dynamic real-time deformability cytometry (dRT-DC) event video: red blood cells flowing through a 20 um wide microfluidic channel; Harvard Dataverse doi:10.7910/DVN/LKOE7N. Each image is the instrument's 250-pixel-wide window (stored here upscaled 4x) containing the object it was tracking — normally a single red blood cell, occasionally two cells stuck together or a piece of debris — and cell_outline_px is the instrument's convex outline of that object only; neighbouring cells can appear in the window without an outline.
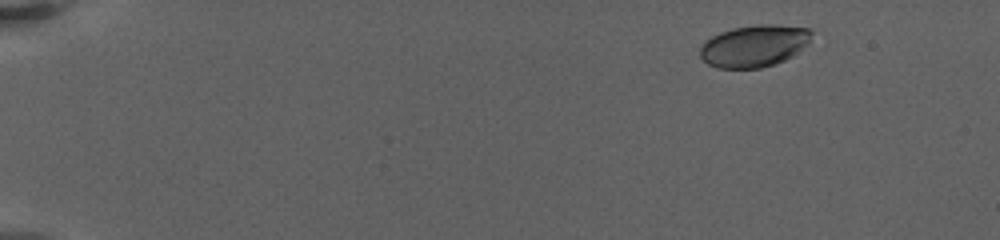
{"species": "human", "species_latin": "Homo sapiens", "temperature_condition": "warm", "stored_images_in_passage": 5, "camera_frame_rate_fps": 3000, "um_per_image_px": 0.085, "donor": {"sex": "female"}, "frame": {"image": 1, "passage_image": 1, "time_ms": 0.0, "image_size_px": [1000, 240], "cell_outline_px": [[812, 32], [808, 44], [792, 56], [784, 60], [760, 68], [716, 68], [708, 64], [700, 56], [700, 44], [704, 40], [720, 32], [732, 28], [756, 24], [776, 24], [812, 28]], "centroid_in_image_um": [64.09, 3.88], "position_along_channel_um": 20.9, "area_um2": 27.51}}
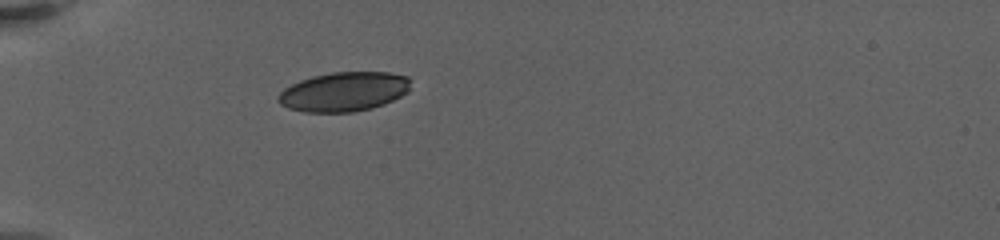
{"frame": {"image": 2, "passage_image": 5, "time_ms": 4.667, "image_size_px": [1000, 240], "cell_outline_px": [[408, 92], [384, 104], [372, 108], [352, 112], [304, 112], [288, 108], [280, 104], [276, 100], [276, 96], [284, 88], [300, 80], [312, 76], [332, 72], [388, 72], [408, 76]], "centroid_in_image_um": [29.18, 7.79], "position_along_channel_um": 55.8, "area_um2": 30.4}}